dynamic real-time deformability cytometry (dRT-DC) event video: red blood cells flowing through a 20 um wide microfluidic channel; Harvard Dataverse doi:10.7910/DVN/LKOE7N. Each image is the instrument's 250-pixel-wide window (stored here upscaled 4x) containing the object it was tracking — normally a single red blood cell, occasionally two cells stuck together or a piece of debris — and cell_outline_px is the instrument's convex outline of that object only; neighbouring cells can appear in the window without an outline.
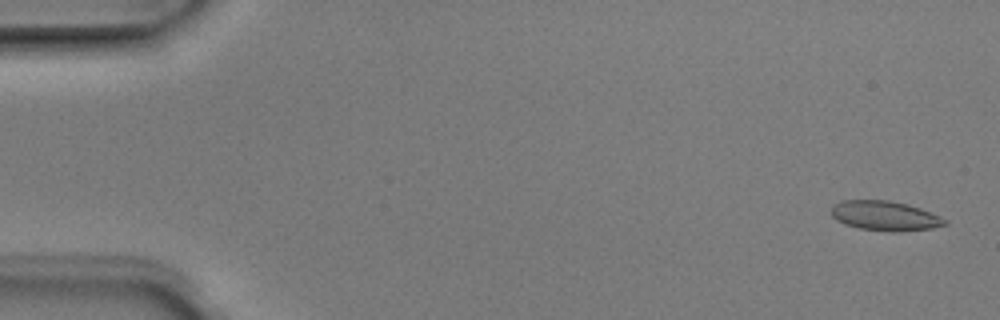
{"species": "Egyptian fruit bat (a non-hibernating species)", "species_latin": "Rousettus aegyptiacus", "temperature_condition": "room temperature", "stored_images_in_passage": 7, "segment_of_instrument_passage": [1, 2], "camera_frame_rate_fps": 3000, "um_per_image_px": 0.085, "animal": {"sex": "male"}, "frame": {"image": 1, "passage_image": 1, "time_ms": 0.0, "image_size_px": [1000, 320], "cell_outline_px": [[948, 224], [932, 228], [900, 232], [892, 232], [860, 228], [844, 224], [836, 220], [832, 216], [832, 204], [840, 200], [888, 200], [908, 204], [920, 208], [940, 216], [948, 220]], "centroid_in_image_um": [75.22, 18.34], "position_along_channel_um": 9.8, "area_um2": 19.83}}
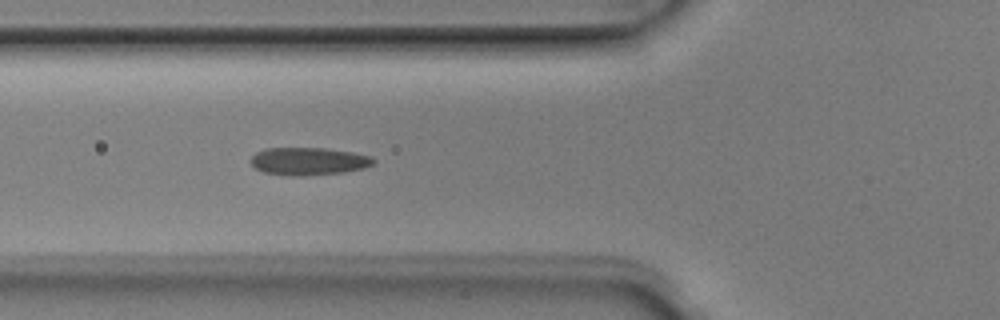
{"frame": {"image": 2, "passage_image": 6, "time_ms": 1.667, "image_size_px": [1000, 320], "cell_outline_px": [[376, 160], [372, 164], [364, 168], [344, 172], [304, 176], [288, 176], [264, 172], [256, 168], [248, 160], [256, 152], [264, 148], [328, 148], [352, 152], [372, 156]], "centroid_in_image_um": [26.22, 13.7], "position_along_channel_um": 99.6, "area_um2": 20.0}}